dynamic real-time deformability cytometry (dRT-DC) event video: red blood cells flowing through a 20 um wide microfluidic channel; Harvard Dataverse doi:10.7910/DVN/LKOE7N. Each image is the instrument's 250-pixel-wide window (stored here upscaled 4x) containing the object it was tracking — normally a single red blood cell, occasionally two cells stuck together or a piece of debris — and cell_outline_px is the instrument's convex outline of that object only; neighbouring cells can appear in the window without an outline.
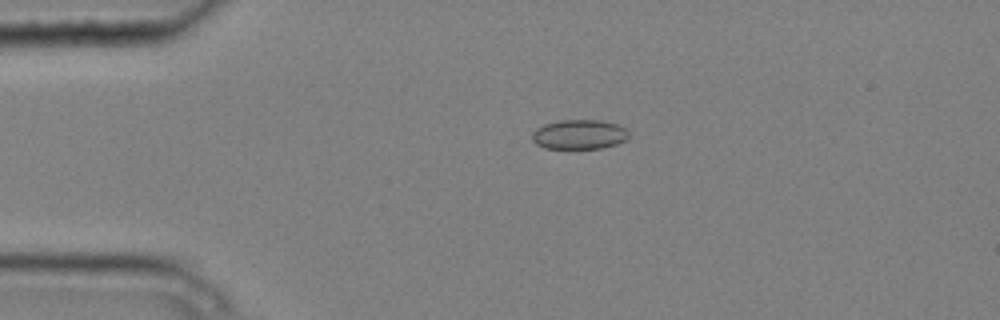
{"species": "common noctule bat (a hibernating species)", "species_latin": "Nyctalus noctula", "temperature_condition": "cold", "stored_images_in_passage": 4, "camera_frame_rate_fps": 3000, "um_per_image_px": 0.085, "animal": {"sex": "male", "body_mass_g": 20.4}, "frame": {"image": 1, "passage_image": 3, "time_ms": 0.667, "image_size_px": [1000, 320], "cell_outline_px": [[628, 136], [624, 140], [616, 144], [600, 148], [544, 148], [536, 144], [532, 140], [532, 132], [536, 128], [544, 124], [560, 120], [600, 120], [616, 124], [628, 128]], "centroid_in_image_um": [49.22, 11.42], "position_along_channel_um": 35.8, "area_um2": 16.65}}